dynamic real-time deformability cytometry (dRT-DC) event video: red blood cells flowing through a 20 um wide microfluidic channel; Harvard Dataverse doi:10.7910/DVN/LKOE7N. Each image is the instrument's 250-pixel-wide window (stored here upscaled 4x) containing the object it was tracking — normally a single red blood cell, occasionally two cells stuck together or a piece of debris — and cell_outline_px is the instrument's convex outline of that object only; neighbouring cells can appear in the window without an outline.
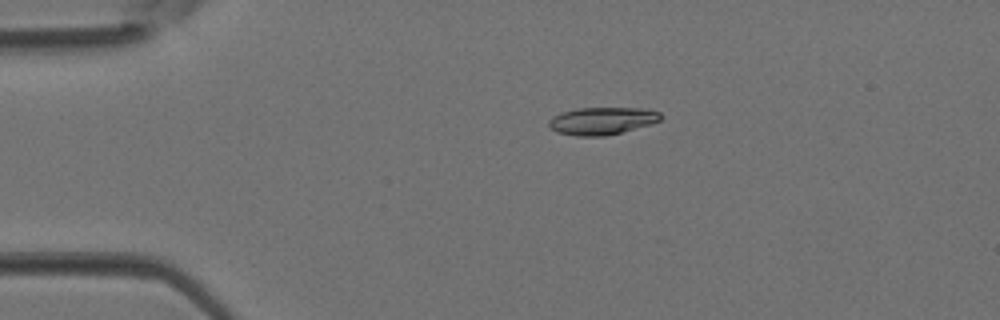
{"species": "Egyptian fruit bat (a non-hibernating species)", "species_latin": "Rousettus aegyptiacus", "temperature_condition": "room temperature", "stored_images_in_passage": 2, "camera_frame_rate_fps": 3000, "um_per_image_px": 0.085, "animal": {"sex": "female"}, "frame": {"image": 1, "passage_image": 1, "time_ms": 0.0, "image_size_px": [1000, 320], "cell_outline_px": [[664, 116], [660, 120], [652, 124], [604, 136], [576, 136], [556, 132], [548, 128], [548, 120], [552, 116], [560, 112], [576, 108], [644, 108], [660, 112]], "centroid_in_image_um": [51.14, 10.27], "position_along_channel_um": 33.9, "area_um2": 18.15}}